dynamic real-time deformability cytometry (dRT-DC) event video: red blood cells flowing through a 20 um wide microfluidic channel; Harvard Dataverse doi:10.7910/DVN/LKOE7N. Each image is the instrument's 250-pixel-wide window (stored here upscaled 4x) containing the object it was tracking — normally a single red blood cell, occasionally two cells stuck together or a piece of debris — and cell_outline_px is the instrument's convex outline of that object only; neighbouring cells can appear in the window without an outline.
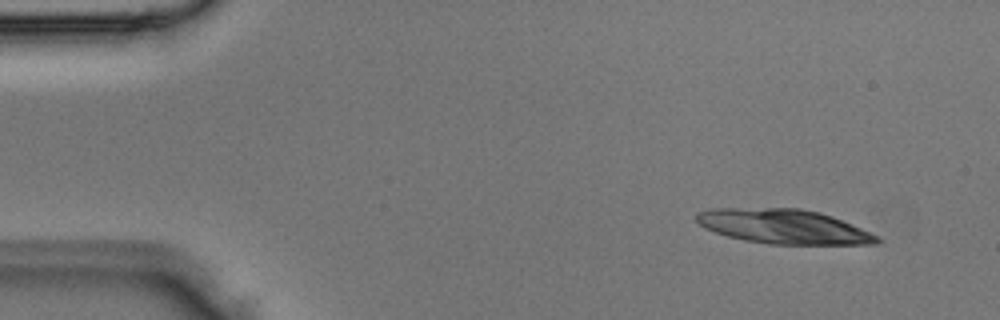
{"species": "Egyptian fruit bat (a non-hibernating species)", "species_latin": "Rousettus aegyptiacus", "temperature_condition": "room temperature", "stored_images_in_passage": 4, "camera_frame_rate_fps": 3000, "um_per_image_px": 0.085, "animal": {"sex": "male"}, "frame": {"image": 1, "passage_image": 1, "time_ms": 0.0, "image_size_px": [1000, 320], "cell_outline_px": [[880, 240], [876, 244], [772, 244], [744, 240], [728, 236], [704, 228], [696, 220], [696, 212], [712, 208], [800, 208], [820, 212], [832, 216], [852, 224], [880, 236]], "centroid_in_image_um": [66.61, 19.25], "position_along_channel_um": 18.4, "area_um2": 36.24}}